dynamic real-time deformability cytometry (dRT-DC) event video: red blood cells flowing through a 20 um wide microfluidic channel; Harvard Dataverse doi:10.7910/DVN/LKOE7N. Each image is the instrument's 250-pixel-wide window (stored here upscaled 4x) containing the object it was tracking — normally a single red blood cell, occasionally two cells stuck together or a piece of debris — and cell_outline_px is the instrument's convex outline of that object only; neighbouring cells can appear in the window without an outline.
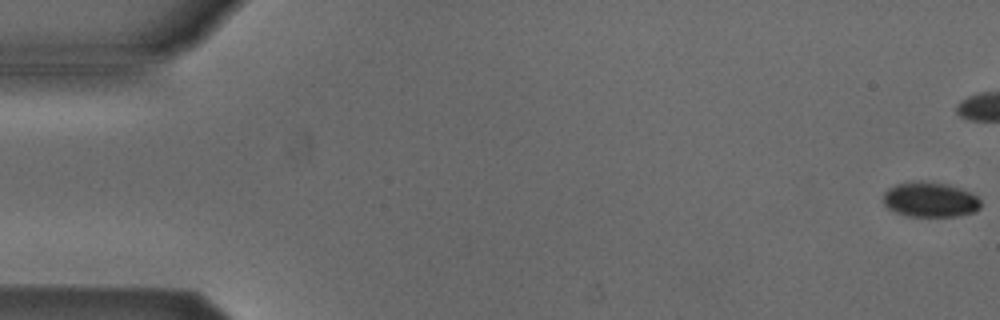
{"species": "Egyptian fruit bat (a non-hibernating species)", "species_latin": "Rousettus aegyptiacus", "temperature_condition": "cold", "stored_images_in_passage": 44, "camera_frame_rate_fps": 3000, "um_per_image_px": 0.085, "animal": {"sex": "male"}, "frame": {"image": 1, "passage_image": 1, "time_ms": 0.0, "image_size_px": [1000, 320], "cell_outline_px": [[980, 208], [976, 212], [956, 216], [908, 216], [896, 212], [888, 208], [884, 204], [884, 192], [888, 188], [896, 184], [912, 180], [924, 180], [948, 184], [972, 192], [980, 200]], "centroid_in_image_um": [79.06, 16.95], "position_along_channel_um": 5.9, "area_um2": 20.17}}
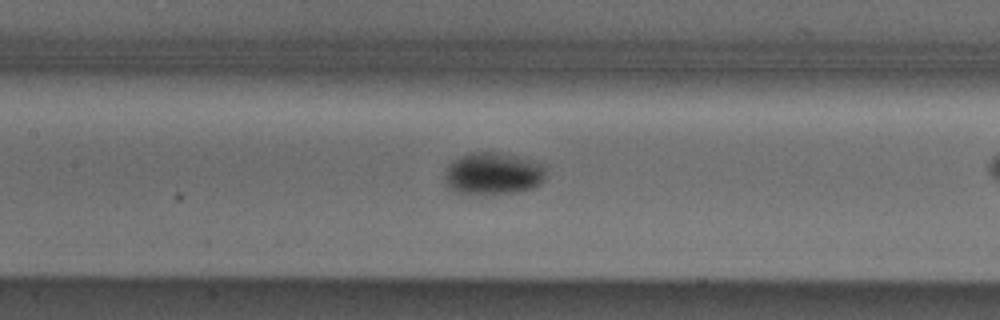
{"frame": {"image": 2, "passage_image": 25, "time_ms": 8.0, "image_size_px": [1000, 320], "cell_outline_px": [[544, 180], [536, 188], [520, 192], [468, 196], [456, 192], [448, 188], [444, 180], [444, 172], [448, 164], [452, 160], [468, 152], [500, 152], [516, 156], [544, 164]], "centroid_in_image_um": [41.86, 14.78], "position_along_channel_um": 165.5, "area_um2": 25.72}}
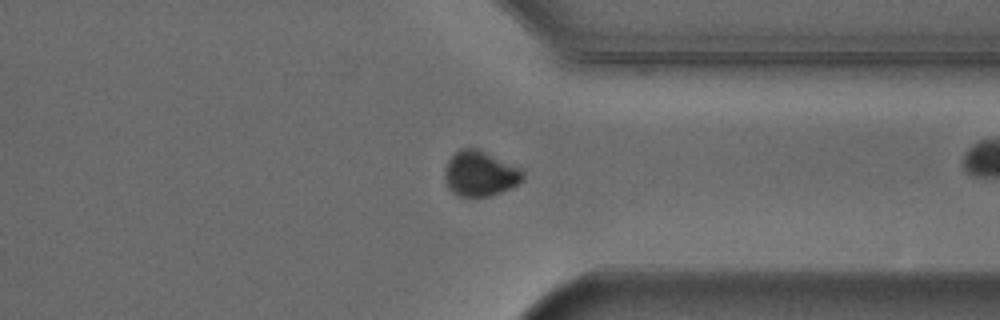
{"frame": {"image": 3, "passage_image": 41, "time_ms": 13.333, "image_size_px": [1000, 320], "cell_outline_px": [[524, 180], [512, 188], [488, 196], [472, 200], [456, 196], [448, 188], [444, 180], [444, 168], [448, 160], [460, 148], [480, 148], [520, 168], [524, 172]], "centroid_in_image_um": [40.78, 14.79], "position_along_channel_um": 370.6, "area_um2": 21.39}, "authors_computed_cell_mechanics": {"area_um2": 22.3975, "velocity_mm_per_s": 3.8932, "shape_relaxation_time_tau1_ms": 0.8142, "shape_relaxation_time_tau2_ms": null, "deformation_change_tau1": 0.034, "deformation_change_tau2": null}}